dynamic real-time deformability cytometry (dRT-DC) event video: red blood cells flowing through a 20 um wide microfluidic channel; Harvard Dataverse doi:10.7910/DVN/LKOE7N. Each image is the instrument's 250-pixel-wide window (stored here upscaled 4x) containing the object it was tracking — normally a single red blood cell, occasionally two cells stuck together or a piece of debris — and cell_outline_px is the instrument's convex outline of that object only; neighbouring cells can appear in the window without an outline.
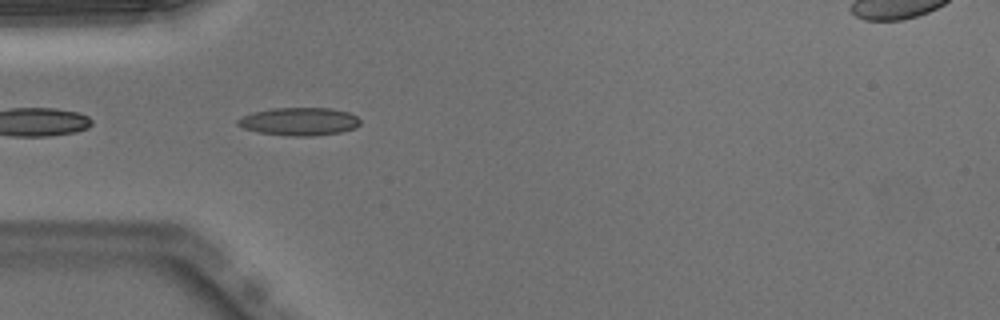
{"species": "Egyptian fruit bat (a non-hibernating species)", "species_latin": "Rousettus aegyptiacus", "temperature_condition": "warm", "stored_images_in_passage": 5, "camera_frame_rate_fps": 3000, "um_per_image_px": 0.085, "animal": {"sex": "male"}, "frame": {"image": 1, "passage_image": 2, "time_ms": 0.333, "image_size_px": [1000, 320], "cell_outline_px": [[360, 124], [356, 128], [340, 132], [312, 136], [292, 136], [260, 132], [244, 128], [236, 124], [236, 120], [252, 112], [272, 108], [332, 108], [348, 112], [356, 116], [360, 120]], "centroid_in_image_um": [25.45, 10.32], "position_along_channel_um": 59.5, "area_um2": 19.88}}